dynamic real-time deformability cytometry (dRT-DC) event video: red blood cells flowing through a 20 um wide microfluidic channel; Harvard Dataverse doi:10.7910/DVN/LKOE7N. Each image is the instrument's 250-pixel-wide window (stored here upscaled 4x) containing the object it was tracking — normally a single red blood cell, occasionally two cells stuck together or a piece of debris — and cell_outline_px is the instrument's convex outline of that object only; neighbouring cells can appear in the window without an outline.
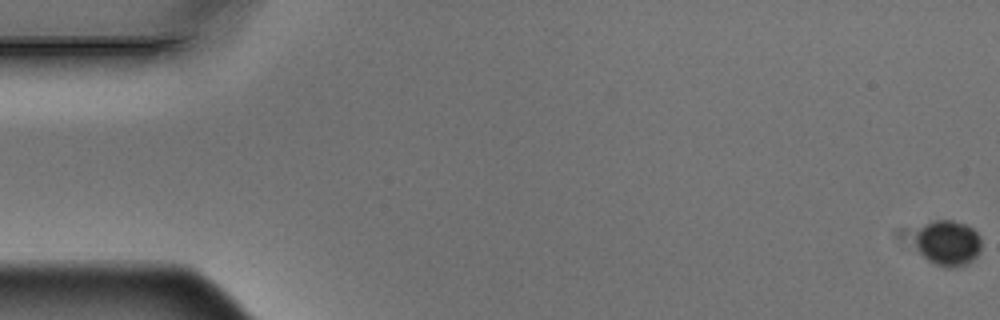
{"species": "Egyptian fruit bat (a non-hibernating species)", "species_latin": "Rousettus aegyptiacus", "temperature_condition": "warm", "stored_images_in_passage": 4, "segment_of_instrument_passage": [2, 2], "camera_frame_rate_fps": 3000, "um_per_image_px": 0.085, "animal": {"sex": "male"}, "frame": {"image": 1, "passage_image": 4, "time_ms": 1.0, "image_size_px": [1000, 320], "cell_outline_px": [[980, 248], [976, 256], [972, 260], [956, 268], [944, 268], [928, 260], [916, 248], [916, 236], [920, 228], [924, 224], [932, 220], [952, 220], [968, 224], [980, 236]], "centroid_in_image_um": [80.58, 20.65], "position_along_channel_um": 4.4, "area_um2": 17.57}}